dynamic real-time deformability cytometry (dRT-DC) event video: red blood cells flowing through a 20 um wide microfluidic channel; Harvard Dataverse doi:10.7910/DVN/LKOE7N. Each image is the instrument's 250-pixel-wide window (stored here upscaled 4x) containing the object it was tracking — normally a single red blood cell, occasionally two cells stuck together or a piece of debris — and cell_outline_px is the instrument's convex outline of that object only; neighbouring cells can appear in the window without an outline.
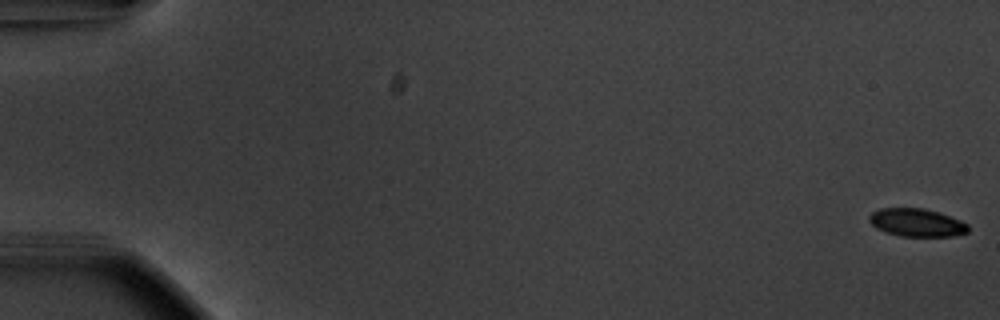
{"species": "common noctule bat (a hibernating species)", "species_latin": "Nyctalus noctula", "temperature_condition": "warm", "stored_images_in_passage": 56, "camera_frame_rate_fps": 3000, "um_per_image_px": 0.085, "animal": {"sex": "male", "body_mass_g": 20.1, "forearm_length_mm": 53.5}, "frame": {"image": 1, "passage_image": 1, "time_ms": 0.0, "image_size_px": [1000, 320], "cell_outline_px": [[968, 232], [952, 236], [900, 236], [884, 232], [876, 228], [868, 220], [868, 216], [872, 212], [880, 208], [924, 208], [940, 212], [960, 220], [968, 224]], "centroid_in_image_um": [77.9, 18.91], "position_along_channel_um": 7.1, "area_um2": 16.24}}
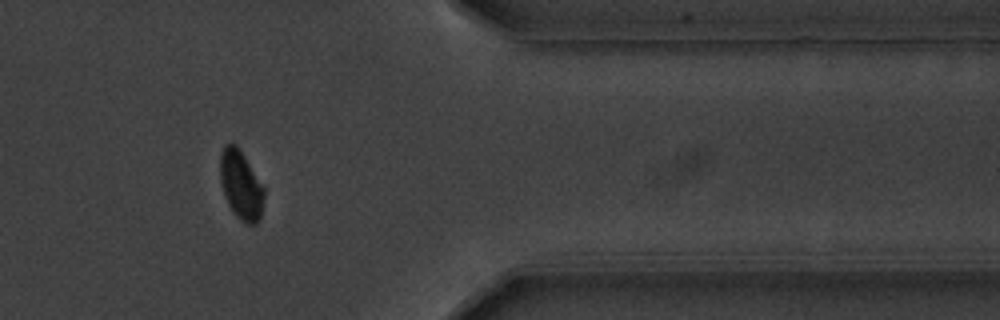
{"frame": {"image": 2, "passage_image": 47, "time_ms": 15.333, "image_size_px": [1000, 320], "cell_outline_px": [[264, 196], [260, 220], [256, 224], [248, 224], [240, 220], [232, 212], [228, 204], [220, 180], [220, 156], [224, 144], [236, 144], [264, 188]], "centroid_in_image_um": [20.47, 15.76], "position_along_channel_um": 390.9, "area_um2": 17.4}}
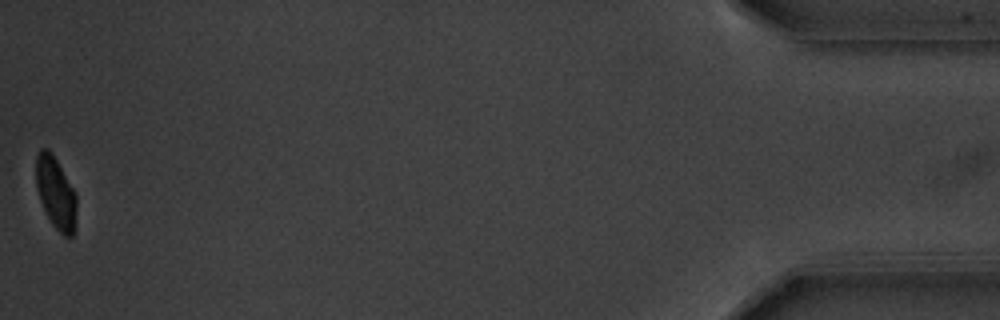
{"frame": {"image": 3, "passage_image": 56, "time_ms": 18.333, "image_size_px": [1000, 320], "cell_outline_px": [[76, 228], [72, 236], [64, 236], [52, 224], [40, 200], [36, 188], [36, 156], [40, 148], [48, 148], [52, 152], [76, 192]], "centroid_in_image_um": [4.75, 16.37], "position_along_channel_um": 430.4, "area_um2": 17.17}, "authors_computed_cell_mechanics": {"area_um2": 17.8313, "velocity_mm_per_s": 3.7114, "shape_relaxation_time_tau1_ms": 2.3339, "shape_relaxation_time_tau2_ms": null, "deformation_change_tau1": 0.0975, "deformation_change_tau2": null}}